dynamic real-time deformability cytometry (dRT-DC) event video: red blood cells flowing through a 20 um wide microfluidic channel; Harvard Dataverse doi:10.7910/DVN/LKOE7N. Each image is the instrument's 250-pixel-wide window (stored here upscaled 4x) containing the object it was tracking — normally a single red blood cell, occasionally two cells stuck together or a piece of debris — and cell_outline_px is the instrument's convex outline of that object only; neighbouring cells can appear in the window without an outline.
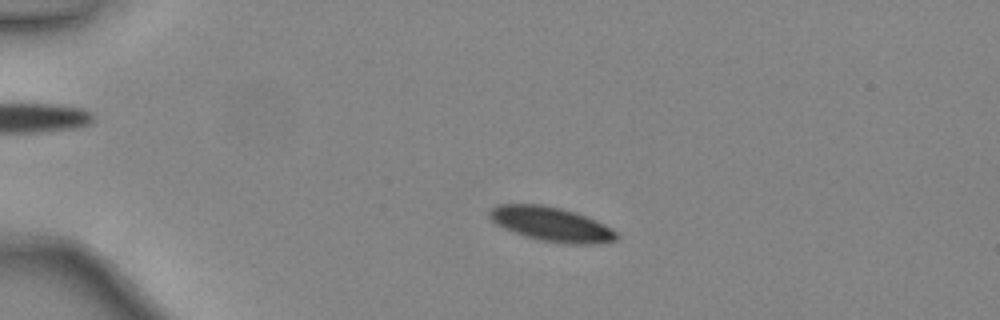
{"species": "common noctule bat (a hibernating species)", "species_latin": "Nyctalus noctula", "temperature_condition": "warm", "stored_images_in_passage": 38, "camera_frame_rate_fps": 3000, "um_per_image_px": 0.085, "animal": {"sex": "female", "body_mass_g": 24.6, "forearm_length_mm": 56.2}, "frame": {"image": 1, "passage_image": 2, "time_ms": 0.333, "image_size_px": [1000, 320], "cell_outline_px": [[620, 236], [616, 240], [600, 244], [564, 244], [540, 240], [524, 236], [512, 232], [496, 224], [488, 216], [488, 212], [496, 204], [544, 204], [576, 212], [596, 220], [612, 228]], "centroid_in_image_um": [46.87, 19.06], "position_along_channel_um": 38.1, "area_um2": 25.78}}
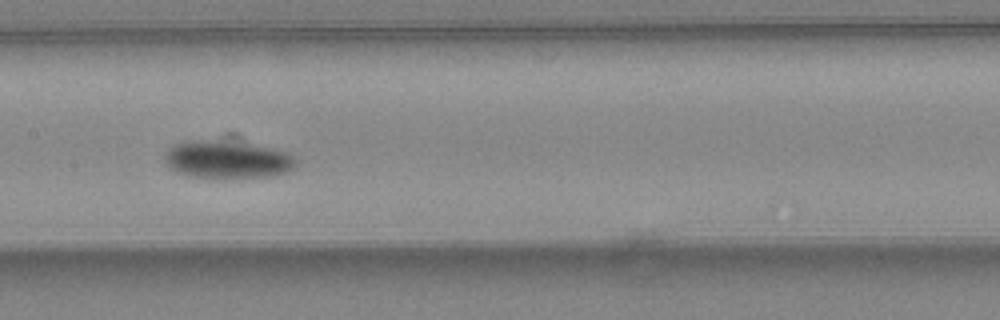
{"frame": {"image": 2, "passage_image": 16, "time_ms": 5.0, "image_size_px": [1000, 320], "cell_outline_px": [[296, 164], [292, 168], [284, 172], [272, 176], [224, 180], [220, 180], [188, 176], [172, 168], [164, 160], [164, 156], [168, 148], [172, 144], [184, 140], [212, 140], [252, 144], [276, 148], [288, 152], [296, 160]], "centroid_in_image_um": [19.3, 13.58], "position_along_channel_um": 188.1, "area_um2": 29.54}}
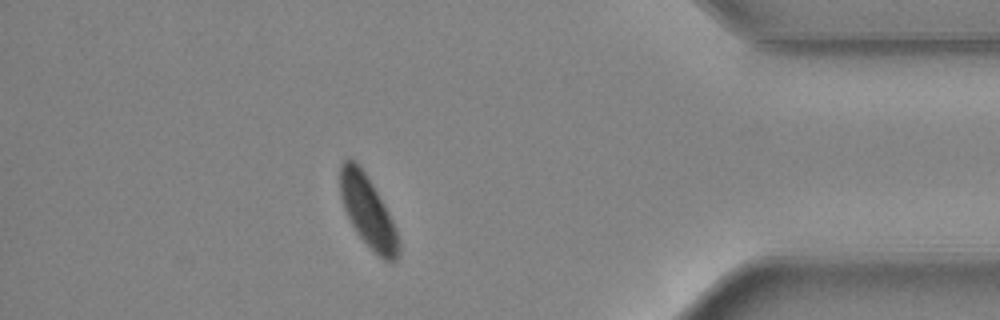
{"frame": {"image": 3, "passage_image": 33, "time_ms": 10.667, "image_size_px": [1000, 320], "cell_outline_px": [[400, 252], [396, 260], [384, 260], [356, 232], [344, 208], [340, 196], [340, 164], [348, 156], [356, 160], [372, 184], [388, 212], [396, 228], [400, 240]], "centroid_in_image_um": [31.26, 17.93], "position_along_channel_um": 403.9, "area_um2": 23.99}, "authors_computed_cell_mechanics": {"area_um2": 26.9926, "velocity_mm_per_s": 4.407, "shape_relaxation_time_tau1_ms": 2.5593, "shape_relaxation_time_tau2_ms": null, "deformation_change_tau1": 0.0791, "deformation_change_tau2": null}}